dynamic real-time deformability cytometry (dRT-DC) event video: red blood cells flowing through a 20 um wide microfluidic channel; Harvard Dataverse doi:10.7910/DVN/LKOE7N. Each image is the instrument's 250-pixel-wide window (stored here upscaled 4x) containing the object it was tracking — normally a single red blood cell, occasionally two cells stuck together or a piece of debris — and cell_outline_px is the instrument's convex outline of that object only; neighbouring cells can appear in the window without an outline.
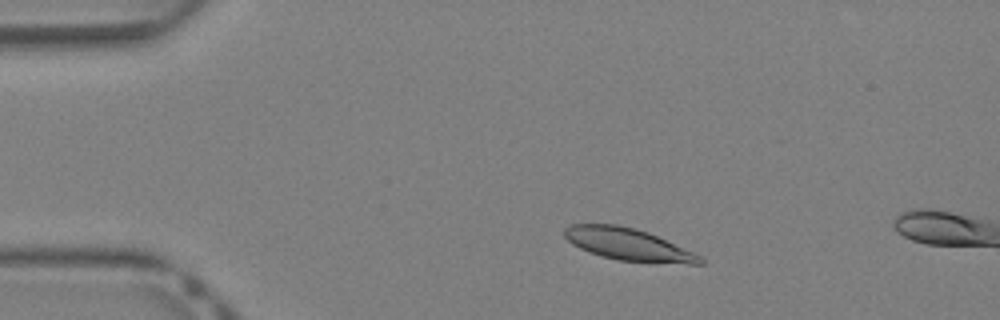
{"species": "Egyptian fruit bat (a non-hibernating species)", "species_latin": "Rousettus aegyptiacus", "temperature_condition": "warm", "stored_images_in_passage": 6, "camera_frame_rate_fps": 3000, "um_per_image_px": 0.085, "animal": {"sex": "female"}, "frame": {"image": 1, "passage_image": 4, "time_ms": 1.0, "image_size_px": [1000, 320], "cell_outline_px": [[704, 264], [688, 264], [616, 260], [580, 248], [572, 244], [564, 236], [564, 228], [572, 224], [616, 224], [636, 228], [648, 232], [692, 252], [700, 256], [704, 260]], "centroid_in_image_um": [53.38, 20.76], "position_along_channel_um": 31.6, "area_um2": 25.03}}